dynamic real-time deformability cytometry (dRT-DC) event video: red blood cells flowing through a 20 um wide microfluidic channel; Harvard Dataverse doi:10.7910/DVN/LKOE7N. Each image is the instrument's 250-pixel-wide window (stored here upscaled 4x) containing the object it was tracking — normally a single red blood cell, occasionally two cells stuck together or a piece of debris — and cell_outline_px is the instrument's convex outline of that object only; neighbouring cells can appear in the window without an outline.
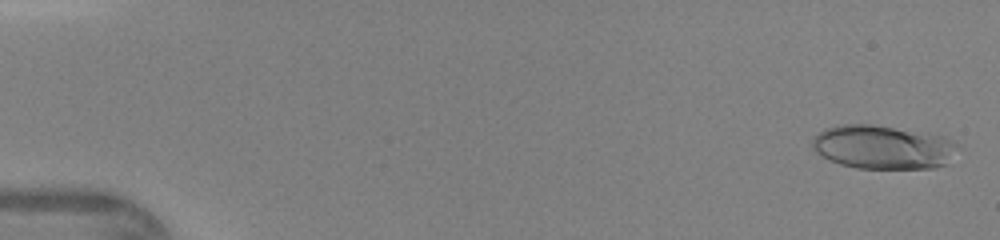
{"species": "human", "species_latin": "Homo sapiens", "temperature_condition": "warm", "stored_images_in_passage": 46, "camera_frame_rate_fps": 3000, "um_per_image_px": 0.085, "donor": {"sex": "female"}, "frame": {"image": 1, "passage_image": 2, "time_ms": 0.333, "image_size_px": [1000, 240], "cell_outline_px": [[956, 144], [944, 164], [936, 168], [856, 168], [840, 164], [816, 152], [812, 148], [812, 140], [824, 128], [836, 124], [872, 124], [940, 136]], "centroid_in_image_um": [74.92, 12.5], "position_along_channel_um": 10.1, "area_um2": 36.13}}
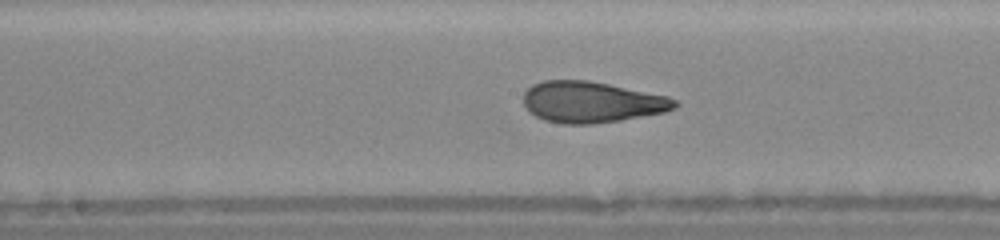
{"frame": {"image": 2, "passage_image": 25, "time_ms": 8.0, "image_size_px": [1000, 240], "cell_outline_px": [[680, 104], [676, 108], [664, 112], [620, 120], [592, 124], [564, 124], [544, 120], [528, 112], [524, 104], [524, 92], [532, 84], [544, 80], [588, 80], [668, 96], [676, 100]], "centroid_in_image_um": [50.28, 8.68], "position_along_channel_um": 197.9, "area_um2": 36.3}}
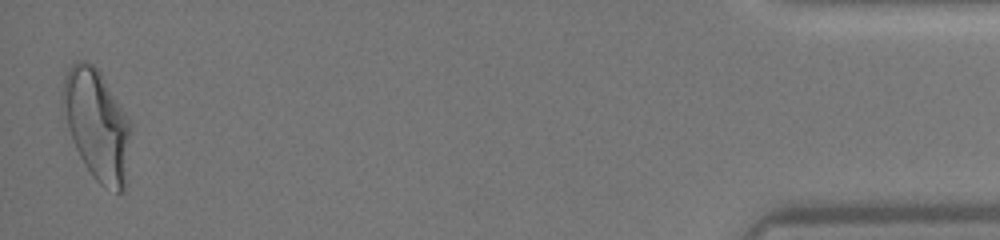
{"frame": {"image": 3, "passage_image": 46, "time_ms": 15.0, "image_size_px": [1000, 240], "cell_outline_px": [[132, 128], [124, 192], [116, 192], [104, 188], [92, 176], [84, 164], [76, 148], [68, 128], [64, 100], [64, 76], [68, 68], [76, 60], [84, 60], [92, 64], [100, 72], [132, 124]], "centroid_in_image_um": [8.28, 10.64], "position_along_channel_um": 426.9, "area_um2": 43.29}}